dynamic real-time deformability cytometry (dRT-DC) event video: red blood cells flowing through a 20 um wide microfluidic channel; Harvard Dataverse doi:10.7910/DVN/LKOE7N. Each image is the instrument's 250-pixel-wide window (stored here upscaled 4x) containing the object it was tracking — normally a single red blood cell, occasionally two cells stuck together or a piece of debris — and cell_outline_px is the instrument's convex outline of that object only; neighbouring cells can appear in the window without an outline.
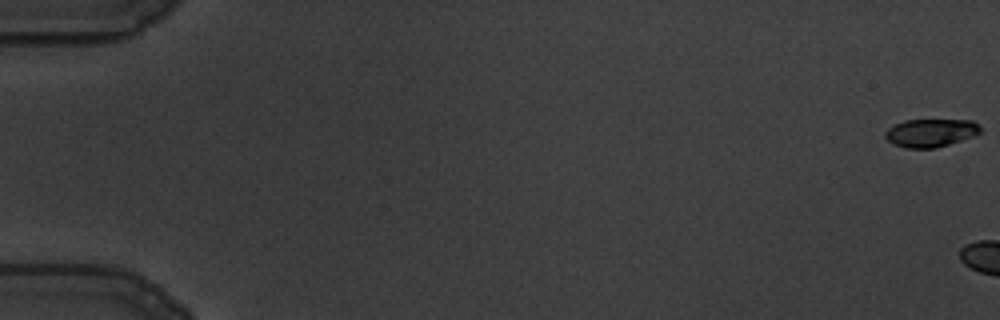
{"species": "common noctule bat (a hibernating species)", "species_latin": "Nyctalus noctula", "temperature_condition": "warm", "stored_images_in_passage": 6, "camera_frame_rate_fps": 3000, "um_per_image_px": 0.085, "animal": {"sex": "male", "body_mass_g": 19.5, "forearm_length_mm": 54.6}, "frame": {"image": 1, "passage_image": 1, "time_ms": 0.0, "image_size_px": [1000, 320], "cell_outline_px": [[980, 132], [972, 136], [936, 148], [904, 148], [892, 144], [884, 136], [884, 132], [892, 124], [904, 120], [972, 120], [980, 128]], "centroid_in_image_um": [79.02, 11.29], "position_along_channel_um": 6.0, "area_um2": 15.55}}